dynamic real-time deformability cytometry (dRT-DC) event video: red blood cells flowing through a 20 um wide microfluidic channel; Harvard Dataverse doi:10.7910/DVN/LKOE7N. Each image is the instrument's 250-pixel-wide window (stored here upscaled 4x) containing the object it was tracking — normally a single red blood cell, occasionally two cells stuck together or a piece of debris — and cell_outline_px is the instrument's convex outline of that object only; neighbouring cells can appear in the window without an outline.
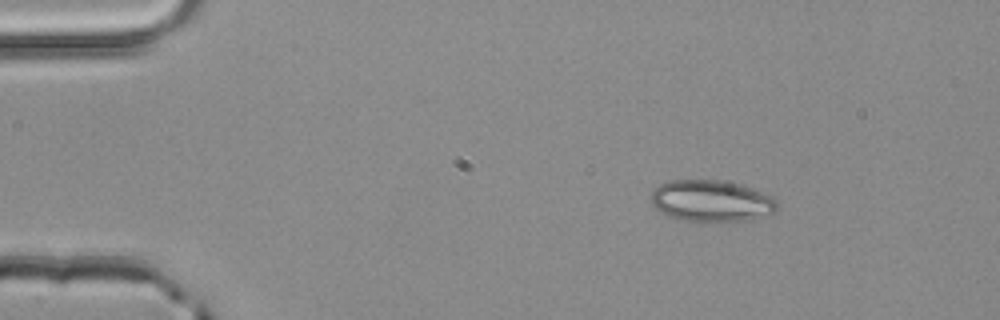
{"species": "common noctule bat (a hibernating species)", "species_latin": "Nyctalus noctula", "temperature_condition": "room temperature", "stored_images_in_passage": 3, "camera_frame_rate_fps": 3000, "um_per_image_px": 0.085, "animal": {"sex": "male", "body_mass_g": 20.4}, "frame": {"image": 1, "passage_image": 1, "time_ms": 0.0, "image_size_px": [1000, 320], "cell_outline_px": [[776, 208], [772, 212], [752, 220], [680, 220], [656, 208], [652, 204], [648, 196], [660, 184], [672, 180], [720, 180], [752, 188], [772, 196], [776, 200]], "centroid_in_image_um": [60.44, 17.06], "position_along_channel_um": 24.6, "area_um2": 29.88}}